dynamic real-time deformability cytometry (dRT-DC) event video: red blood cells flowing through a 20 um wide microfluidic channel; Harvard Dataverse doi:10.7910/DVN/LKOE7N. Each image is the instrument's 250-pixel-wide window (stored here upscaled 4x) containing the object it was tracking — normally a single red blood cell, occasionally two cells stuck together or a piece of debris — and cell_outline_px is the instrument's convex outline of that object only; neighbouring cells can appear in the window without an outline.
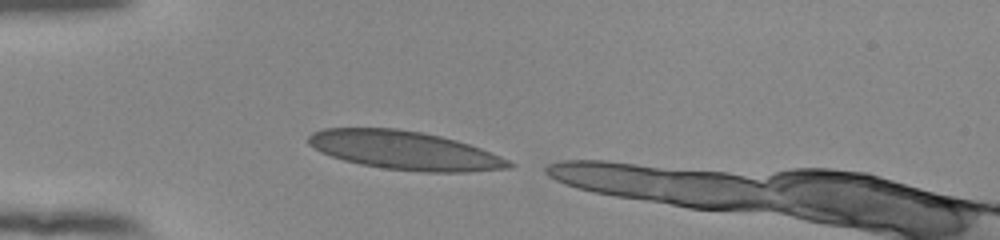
{"species": "human", "species_latin": "Homo sapiens", "temperature_condition": "room temperature", "stored_images_in_passage": 32, "camera_frame_rate_fps": 3000, "um_per_image_px": 0.085, "donor": {"sex": "female"}, "frame": {"image": 1, "passage_image": 1, "time_ms": 0.0, "image_size_px": [1000, 240], "cell_outline_px": [[516, 164], [512, 168], [468, 172], [424, 172], [384, 168], [360, 164], [344, 160], [320, 152], [308, 144], [308, 136], [312, 132], [324, 128], [396, 128], [420, 132], [440, 136], [456, 140], [480, 148], [500, 156]], "centroid_in_image_um": [34.39, 12.78], "position_along_channel_um": 50.6, "area_um2": 45.03}}
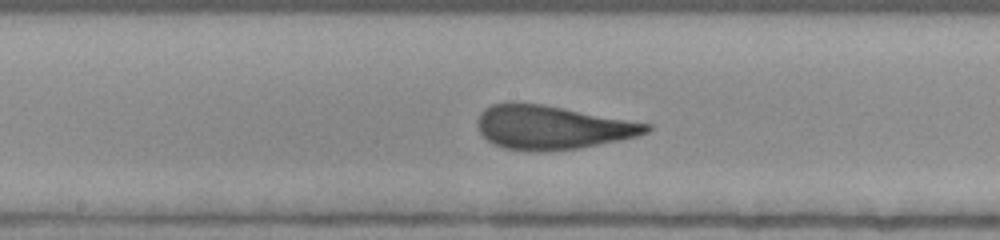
{"frame": {"image": 2, "passage_image": 14, "time_ms": 4.333, "image_size_px": [1000, 240], "cell_outline_px": [[652, 128], [648, 132], [636, 136], [620, 140], [580, 148], [504, 148], [492, 144], [480, 132], [476, 124], [480, 112], [484, 108], [492, 104], [512, 100], [544, 104], [652, 124]], "centroid_in_image_um": [46.91, 10.75], "position_along_channel_um": 201.3, "area_um2": 42.54}}
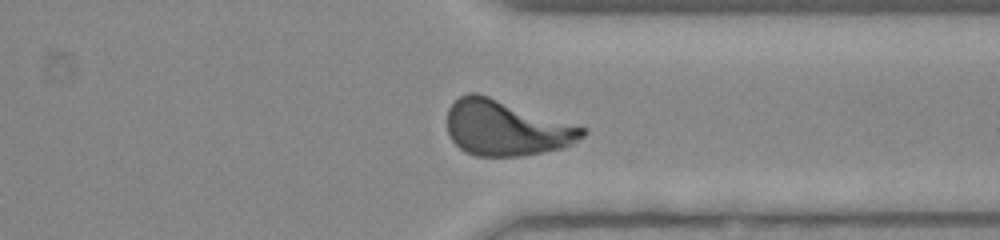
{"frame": {"image": 3, "passage_image": 27, "time_ms": 8.667, "image_size_px": [1000, 240], "cell_outline_px": [[588, 132], [584, 136], [572, 144], [564, 148], [544, 152], [520, 156], [476, 156], [464, 152], [452, 140], [448, 132], [448, 108], [460, 96], [468, 92], [476, 92], [588, 128]], "centroid_in_image_um": [43.05, 10.89], "position_along_channel_um": 368.4, "area_um2": 43.75}}